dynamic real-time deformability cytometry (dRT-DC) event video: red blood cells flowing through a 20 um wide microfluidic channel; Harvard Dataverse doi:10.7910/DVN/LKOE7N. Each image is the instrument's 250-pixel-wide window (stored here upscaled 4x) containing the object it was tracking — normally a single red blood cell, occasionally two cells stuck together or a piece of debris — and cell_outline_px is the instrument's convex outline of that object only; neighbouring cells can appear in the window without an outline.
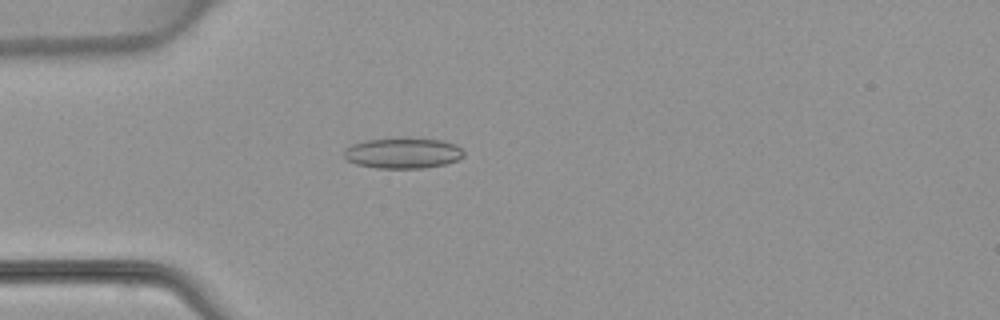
{"species": "common noctule bat (a hibernating species)", "species_latin": "Nyctalus noctula", "temperature_condition": "warm", "stored_images_in_passage": 4, "camera_frame_rate_fps": 3000, "um_per_image_px": 0.085, "animal": {"sex": "female", "body_mass_g": 22.7, "forearm_length_mm": 54.2}, "frame": {"image": 1, "passage_image": 4, "time_ms": 4.333, "image_size_px": [1000, 320], "cell_outline_px": [[464, 156], [456, 160], [444, 164], [424, 168], [376, 168], [356, 164], [344, 160], [344, 148], [352, 144], [368, 140], [408, 136], [444, 140], [456, 144], [464, 152]], "centroid_in_image_um": [34.23, 12.98], "position_along_channel_um": 50.8, "area_um2": 21.96}}